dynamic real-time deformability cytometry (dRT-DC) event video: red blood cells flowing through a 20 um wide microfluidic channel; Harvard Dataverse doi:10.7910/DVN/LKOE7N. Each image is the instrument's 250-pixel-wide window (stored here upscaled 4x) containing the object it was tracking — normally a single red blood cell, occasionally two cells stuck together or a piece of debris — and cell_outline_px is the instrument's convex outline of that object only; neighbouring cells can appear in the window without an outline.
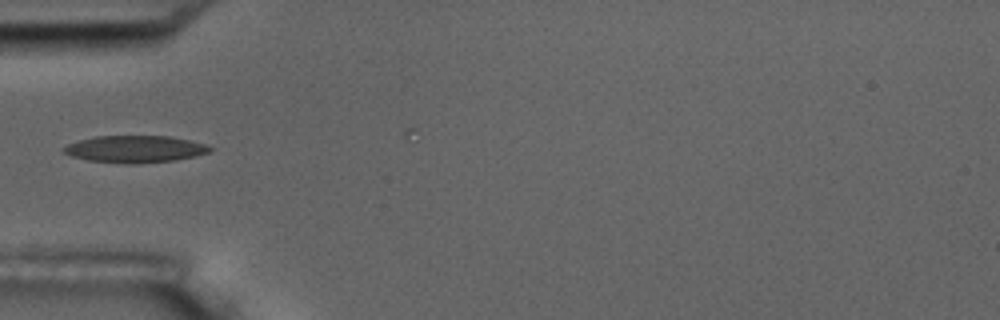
{"species": "common noctule bat (a hibernating species)", "species_latin": "Nyctalus noctula", "temperature_condition": "room temperature", "stored_images_in_passage": 2, "camera_frame_rate_fps": 3000, "um_per_image_px": 0.085, "animal": {"sex": "male", "body_mass_g": 17.5, "forearm_length_mm": 52.3}, "frame": {"image": 1, "passage_image": 2, "time_ms": 1.0, "image_size_px": [1000, 320], "cell_outline_px": [[212, 148], [208, 152], [196, 156], [176, 160], [88, 160], [72, 156], [64, 152], [60, 148], [68, 144], [80, 140], [96, 136], [168, 136], [188, 140], [204, 144]], "centroid_in_image_um": [11.47, 12.61], "position_along_channel_um": 73.5, "area_um2": 21.5}}